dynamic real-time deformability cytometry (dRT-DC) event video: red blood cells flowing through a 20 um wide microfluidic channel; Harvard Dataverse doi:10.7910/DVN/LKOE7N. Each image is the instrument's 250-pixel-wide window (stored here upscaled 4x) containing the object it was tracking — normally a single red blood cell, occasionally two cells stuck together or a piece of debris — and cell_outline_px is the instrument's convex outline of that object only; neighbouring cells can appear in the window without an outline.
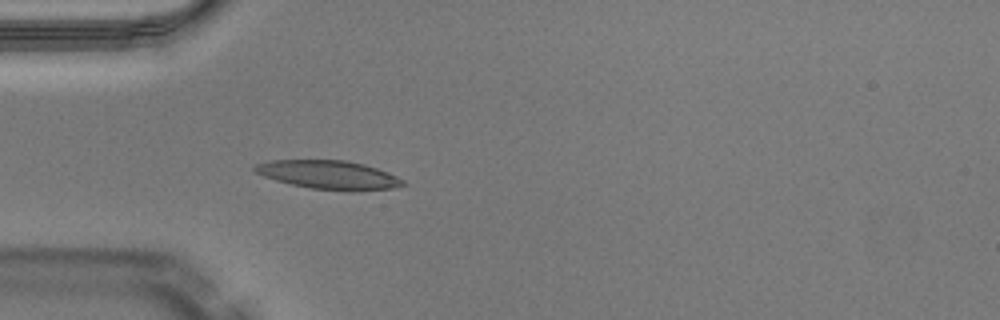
{"species": "Egyptian fruit bat (a non-hibernating species)", "species_latin": "Rousettus aegyptiacus", "temperature_condition": "warm", "stored_images_in_passage": 33, "camera_frame_rate_fps": 3000, "um_per_image_px": 0.085, "animal": {"sex": "male"}, "frame": {"image": 1, "passage_image": 1, "time_ms": 0.0, "image_size_px": [1000, 320], "cell_outline_px": [[408, 184], [392, 188], [352, 192], [312, 188], [292, 184], [276, 180], [264, 176], [256, 172], [252, 168], [256, 164], [272, 160], [348, 160], [364, 164], [388, 172], [404, 180]], "centroid_in_image_um": [27.99, 14.86], "position_along_channel_um": 57.0, "area_um2": 24.8}}
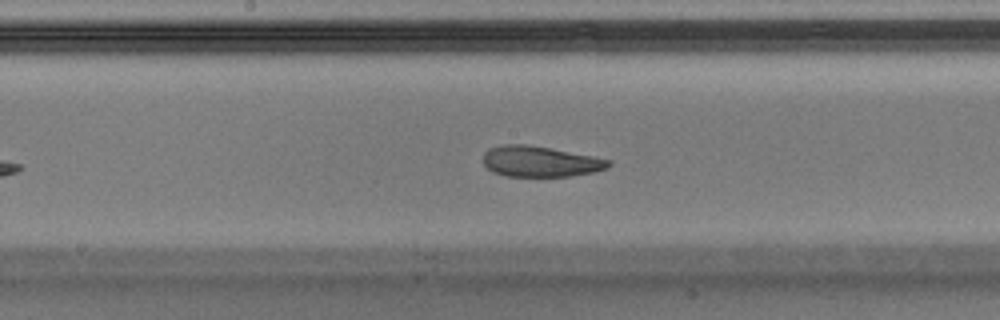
{"frame": {"image": 2, "passage_image": 12, "time_ms": 3.667, "image_size_px": [1000, 320], "cell_outline_px": [[612, 164], [608, 168], [592, 172], [572, 176], [504, 176], [492, 172], [484, 164], [484, 152], [488, 148], [500, 144], [524, 144], [548, 148], [592, 156], [612, 160]], "centroid_in_image_um": [45.9, 13.73], "position_along_channel_um": 202.3, "area_um2": 22.43}}
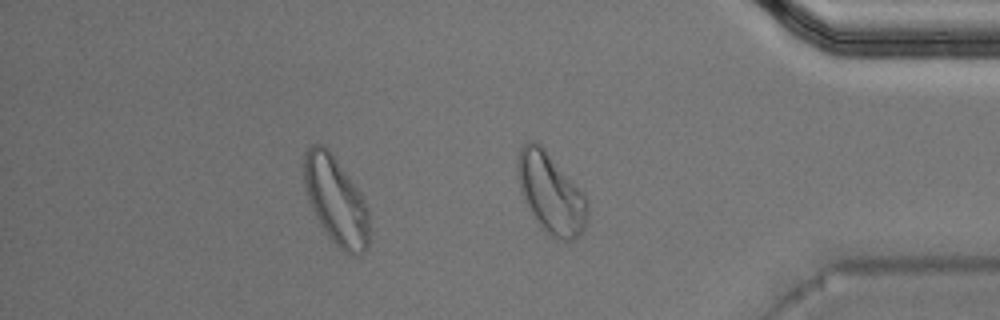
{"frame": {"image": 3, "passage_image": 27, "time_ms": 8.667, "image_size_px": [1000, 320], "cell_outline_px": [[368, 248], [360, 256], [352, 256], [344, 252], [328, 236], [320, 224], [308, 200], [304, 184], [304, 152], [312, 144], [324, 144], [332, 152], [364, 200], [368, 208]], "centroid_in_image_um": [28.54, 17.05], "position_along_channel_um": 406.7, "area_um2": 33.29}, "authors_computed_cell_mechanics": {"area_um2": 23.8714, "velocity_mm_per_s": 4.0671, "shape_relaxation_time_tau1_ms": 3.9107, "shape_relaxation_time_tau2_ms": 2.5884, "deformation_change_tau1": 0.1443, "deformation_change_tau2": 0.1148}}